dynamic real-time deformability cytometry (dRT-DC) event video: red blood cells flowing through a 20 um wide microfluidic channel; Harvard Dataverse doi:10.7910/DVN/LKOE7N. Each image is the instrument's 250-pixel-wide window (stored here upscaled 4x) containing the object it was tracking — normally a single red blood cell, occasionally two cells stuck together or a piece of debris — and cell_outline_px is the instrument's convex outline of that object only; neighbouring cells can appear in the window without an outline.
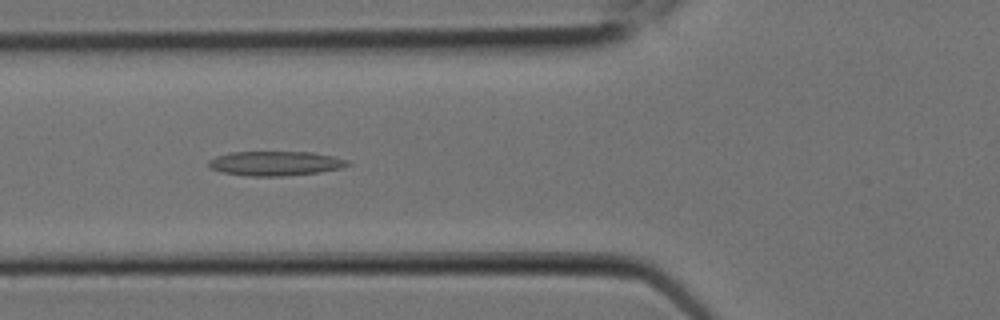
{"species": "Egyptian fruit bat (a non-hibernating species)", "species_latin": "Rousettus aegyptiacus", "temperature_condition": "room temperature", "stored_images_in_passage": 4, "camera_frame_rate_fps": 3000, "um_per_image_px": 0.085, "animal": {"sex": "female"}, "frame": {"image": 1, "passage_image": 3, "time_ms": 0.667, "image_size_px": [1000, 320], "cell_outline_px": [[352, 164], [340, 168], [320, 172], [284, 176], [248, 176], [220, 172], [212, 168], [208, 164], [208, 160], [216, 156], [232, 152], [312, 152], [332, 156], [348, 160]], "centroid_in_image_um": [23.41, 13.89], "position_along_channel_um": 102.4, "area_um2": 19.83}}
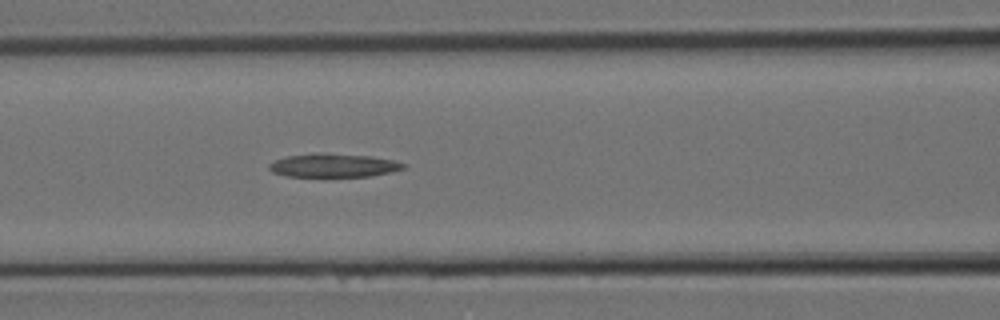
{"frame": {"image": 2, "passage_image": 4, "time_ms": 1.0, "image_size_px": [1000, 320], "cell_outline_px": [[408, 164], [404, 168], [392, 172], [372, 176], [288, 176], [272, 172], [268, 168], [268, 164], [284, 156], [320, 152], [324, 152], [372, 156], [392, 160]], "centroid_in_image_um": [28.35, 14.04], "position_along_channel_um": 138.2, "area_um2": 18.61}}